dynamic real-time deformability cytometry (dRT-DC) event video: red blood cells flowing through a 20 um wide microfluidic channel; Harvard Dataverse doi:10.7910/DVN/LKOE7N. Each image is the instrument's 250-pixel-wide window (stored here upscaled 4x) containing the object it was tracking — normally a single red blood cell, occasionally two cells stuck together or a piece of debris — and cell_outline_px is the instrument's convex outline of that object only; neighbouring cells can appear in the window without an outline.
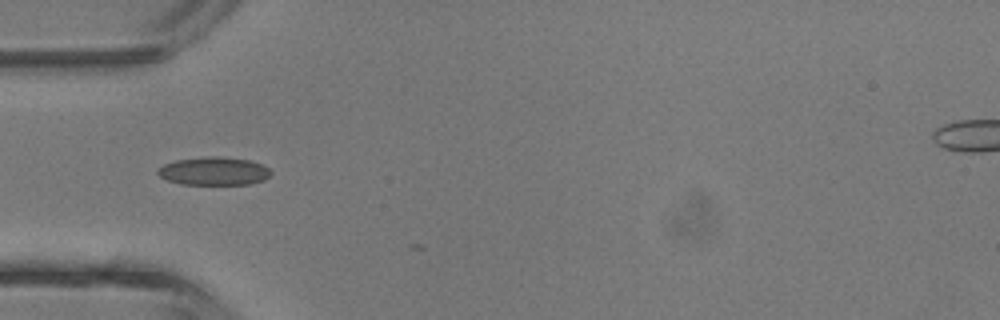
{"species": "common noctule bat (a hibernating species)", "species_latin": "Nyctalus noctula", "temperature_condition": "room temperature", "stored_images_in_passage": 6, "camera_frame_rate_fps": 3000, "um_per_image_px": 0.085, "animal": {"sex": "male", "body_mass_g": 13.3}, "frame": {"image": 1, "passage_image": 1, "time_ms": 0.0, "image_size_px": [1000, 320], "cell_outline_px": [[272, 172], [264, 180], [248, 184], [180, 184], [168, 180], [160, 176], [156, 172], [156, 168], [164, 164], [176, 160], [212, 156], [216, 156], [248, 160], [260, 164], [268, 168]], "centroid_in_image_um": [18.14, 14.55], "position_along_channel_um": 66.9, "area_um2": 18.38}}
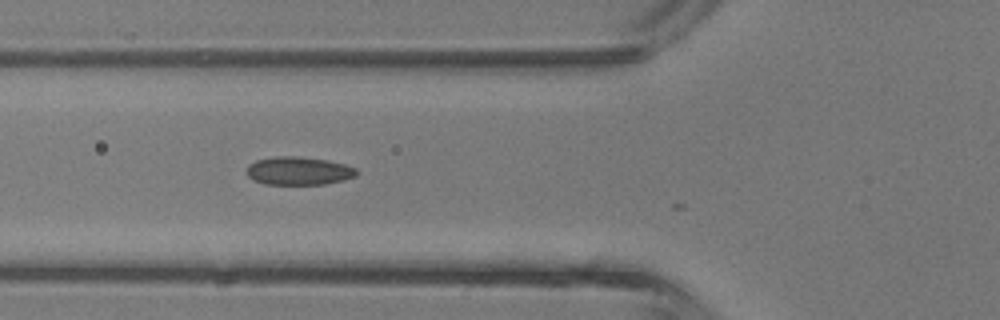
{"frame": {"image": 2, "passage_image": 3, "time_ms": 0.667, "image_size_px": [1000, 320], "cell_outline_px": [[356, 176], [344, 180], [324, 184], [264, 184], [252, 180], [244, 172], [248, 164], [256, 160], [276, 156], [292, 156], [328, 160], [344, 164], [356, 168]], "centroid_in_image_um": [25.33, 14.53], "position_along_channel_um": 100.5, "area_um2": 18.15}}
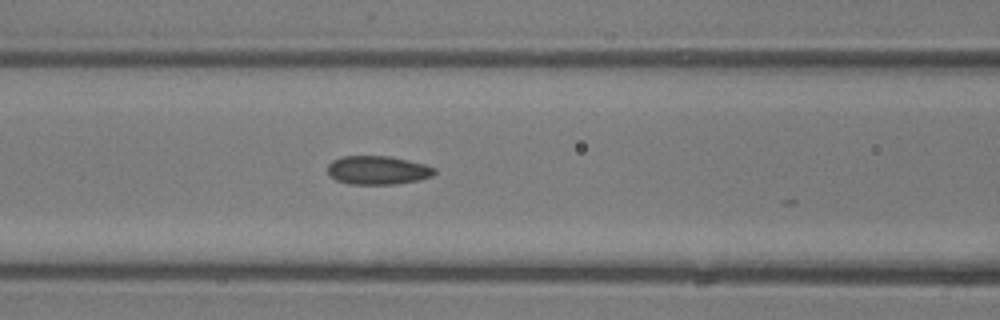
{"frame": {"image": 3, "passage_image": 5, "time_ms": 1.333, "image_size_px": [1000, 320], "cell_outline_px": [[436, 172], [432, 176], [416, 180], [396, 184], [348, 184], [336, 180], [328, 172], [328, 164], [332, 160], [340, 156], [388, 156], [408, 160], [424, 164], [436, 168]], "centroid_in_image_um": [32.09, 14.46], "position_along_channel_um": 134.5, "area_um2": 17.8}}